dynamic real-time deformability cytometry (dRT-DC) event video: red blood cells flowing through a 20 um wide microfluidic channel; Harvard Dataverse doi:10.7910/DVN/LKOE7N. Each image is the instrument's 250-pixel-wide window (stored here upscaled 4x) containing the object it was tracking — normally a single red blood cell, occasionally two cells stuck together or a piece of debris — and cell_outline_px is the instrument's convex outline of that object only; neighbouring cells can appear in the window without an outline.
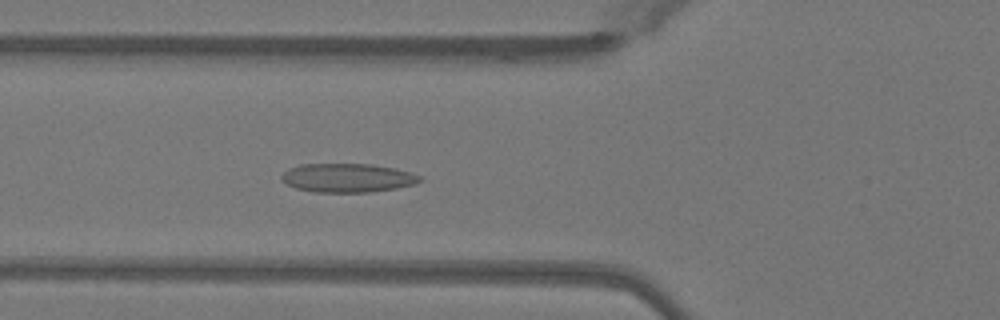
{"species": "Egyptian fruit bat (a non-hibernating species)", "species_latin": "Rousettus aegyptiacus", "temperature_condition": "warm", "stored_images_in_passage": 44, "camera_frame_rate_fps": 3000, "um_per_image_px": 0.085, "animal": {"sex": "female"}, "frame": {"image": 1, "passage_image": 12, "time_ms": 3.667, "image_size_px": [1000, 320], "cell_outline_px": [[420, 180], [416, 184], [396, 188], [368, 192], [316, 192], [296, 188], [280, 180], [280, 176], [288, 168], [300, 164], [372, 164], [412, 172], [420, 176]], "centroid_in_image_um": [29.51, 15.11], "position_along_channel_um": 96.3, "area_um2": 23.18}}
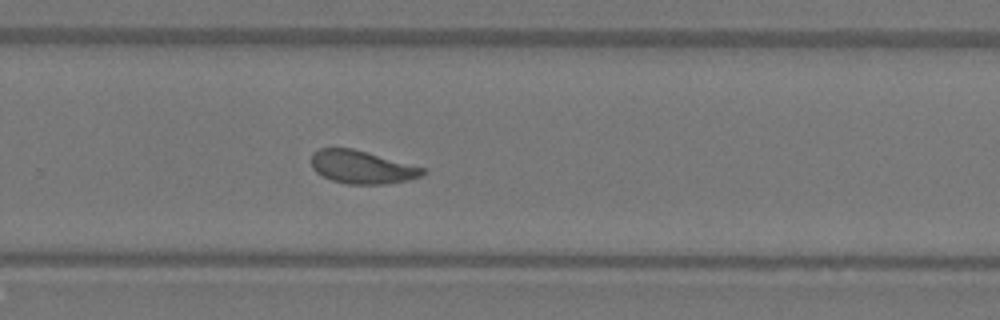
{"frame": {"image": 2, "passage_image": 27, "time_ms": 8.667, "image_size_px": [1000, 320], "cell_outline_px": [[428, 172], [420, 176], [408, 180], [384, 184], [348, 184], [332, 180], [316, 172], [312, 168], [312, 152], [320, 148], [352, 148], [428, 168]], "centroid_in_image_um": [30.8, 14.2], "position_along_channel_um": 299.0, "area_um2": 21.56}}
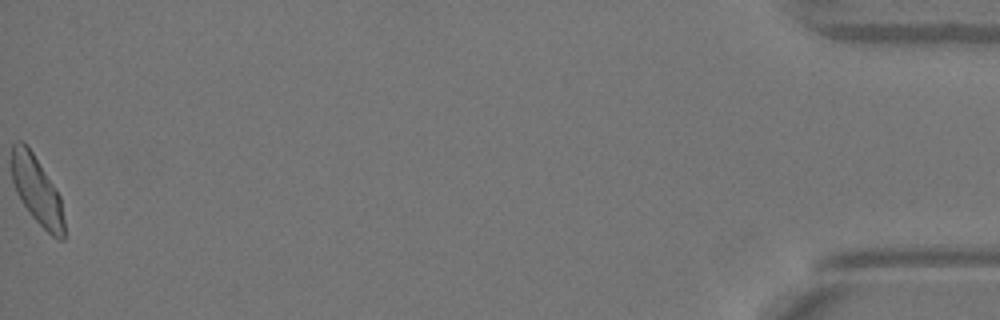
{"frame": {"image": 3, "passage_image": 44, "time_ms": 14.333, "image_size_px": [1000, 320], "cell_outline_px": [[64, 240], [60, 240], [52, 236], [32, 216], [16, 192], [12, 180], [12, 144], [16, 140], [24, 140], [28, 144], [56, 188], [60, 196], [64, 220]], "centroid_in_image_um": [3.14, 16.13], "position_along_channel_um": 432.1, "area_um2": 20.87}, "authors_computed_cell_mechanics": {"area_um2": 21.7328, "velocity_mm_per_s": 4.0659, "shape_relaxation_time_tau1_ms": 4.231, "shape_relaxation_time_tau2_ms": 1.5447, "deformation_change_tau1": 0.1173, "deformation_change_tau2": 0.0726}}